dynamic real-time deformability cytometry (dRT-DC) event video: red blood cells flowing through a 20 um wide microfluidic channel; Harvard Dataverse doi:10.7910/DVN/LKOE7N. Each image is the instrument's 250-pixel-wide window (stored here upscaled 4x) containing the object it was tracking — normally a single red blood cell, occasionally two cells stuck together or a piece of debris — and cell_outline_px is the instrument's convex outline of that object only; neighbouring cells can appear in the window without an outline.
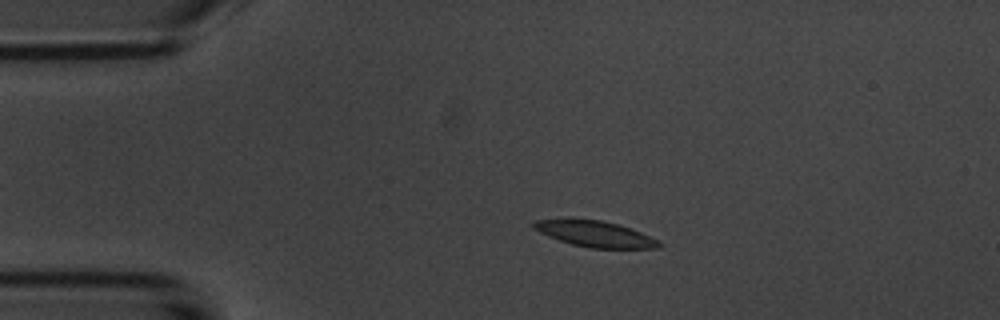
{"species": "common noctule bat (a hibernating species)", "species_latin": "Nyctalus noctula", "temperature_condition": "room temperature", "stored_images_in_passage": 46, "camera_frame_rate_fps": 3000, "um_per_image_px": 0.085, "animal": {"sex": "male", "body_mass_g": 20.1, "forearm_length_mm": 53.5}, "frame": {"image": 1, "passage_image": 10, "time_ms": 3.0, "image_size_px": [1000, 320], "cell_outline_px": [[660, 248], [592, 248], [572, 244], [548, 236], [532, 228], [532, 224], [536, 220], [568, 216], [572, 216], [600, 220], [616, 224], [640, 232], [656, 240], [660, 244]], "centroid_in_image_um": [50.45, 19.83], "position_along_channel_um": 34.6, "area_um2": 19.19}}
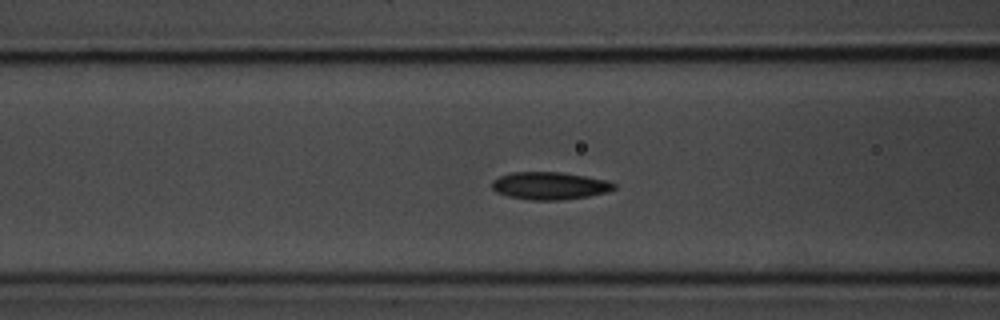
{"frame": {"image": 2, "passage_image": 20, "time_ms": 6.333, "image_size_px": [1000, 320], "cell_outline_px": [[616, 188], [608, 192], [588, 196], [560, 200], [532, 200], [508, 196], [496, 192], [492, 188], [492, 180], [500, 176], [512, 172], [560, 172], [608, 180], [616, 184]], "centroid_in_image_um": [46.73, 15.79], "position_along_channel_um": 119.9, "area_um2": 19.59}}
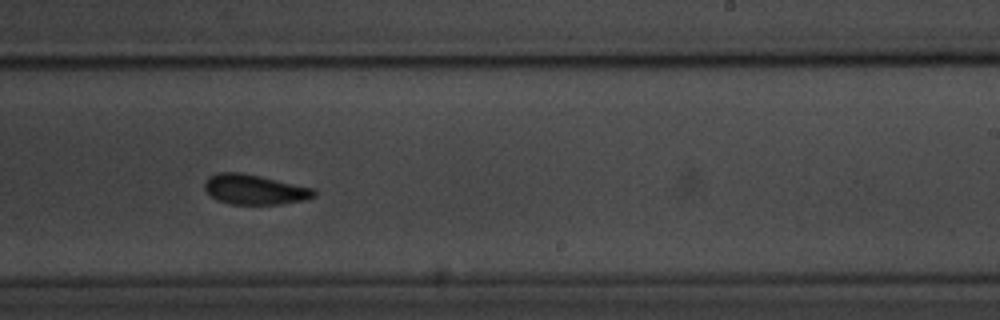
{"frame": {"image": 3, "passage_image": 32, "time_ms": 10.333, "image_size_px": [1000, 320], "cell_outline_px": [[316, 196], [308, 200], [284, 204], [232, 204], [216, 200], [204, 188], [204, 184], [208, 176], [216, 172], [240, 172], [260, 176], [316, 188]], "centroid_in_image_um": [21.69, 16.11], "position_along_channel_um": 267.3, "area_um2": 19.42}, "authors_computed_cell_mechanics": {"area_um2": 19.1318, "velocity_mm_per_s": 3.688, "shape_relaxation_time_tau1_ms": 2.0235, "shape_relaxation_time_tau2_ms": 2.4745, "deformation_change_tau1": 0.0908, "deformation_change_tau2": 0.0751}}